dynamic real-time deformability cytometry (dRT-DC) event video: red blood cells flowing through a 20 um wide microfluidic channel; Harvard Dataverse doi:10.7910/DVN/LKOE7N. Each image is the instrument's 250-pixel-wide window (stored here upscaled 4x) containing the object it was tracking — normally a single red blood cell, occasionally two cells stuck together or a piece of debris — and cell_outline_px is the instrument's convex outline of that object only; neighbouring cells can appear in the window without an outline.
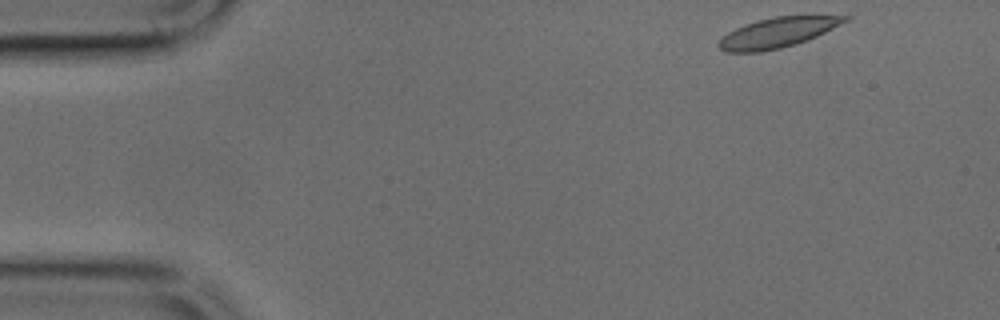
{"species": "common noctule bat (a hibernating species)", "species_latin": "Nyctalus noctula", "temperature_condition": "cold", "stored_images_in_passage": 45, "camera_frame_rate_fps": 3000, "um_per_image_px": 0.085, "animal": {"sex": "male", "body_mass_g": 17.9, "forearm_length_mm": 54.2}, "frame": {"image": 1, "passage_image": 1, "time_ms": 0.0, "image_size_px": [1000, 320], "cell_outline_px": [[852, 20], [816, 36], [796, 44], [780, 48], [760, 52], [724, 52], [716, 44], [728, 32], [744, 24], [756, 20], [776, 16], [852, 16]], "centroid_in_image_um": [66.11, 2.77], "position_along_channel_um": 18.9, "area_um2": 22.08}}
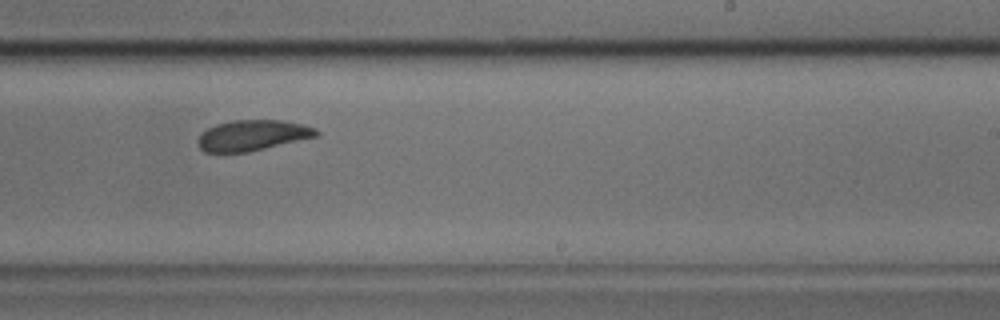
{"frame": {"image": 2, "passage_image": 26, "time_ms": 8.333, "image_size_px": [1000, 320], "cell_outline_px": [[320, 136], [248, 152], [204, 152], [196, 144], [196, 140], [208, 128], [216, 124], [232, 120], [280, 120], [300, 124], [316, 128], [320, 132]], "centroid_in_image_um": [21.47, 11.51], "position_along_channel_um": 267.5, "area_um2": 21.21}}
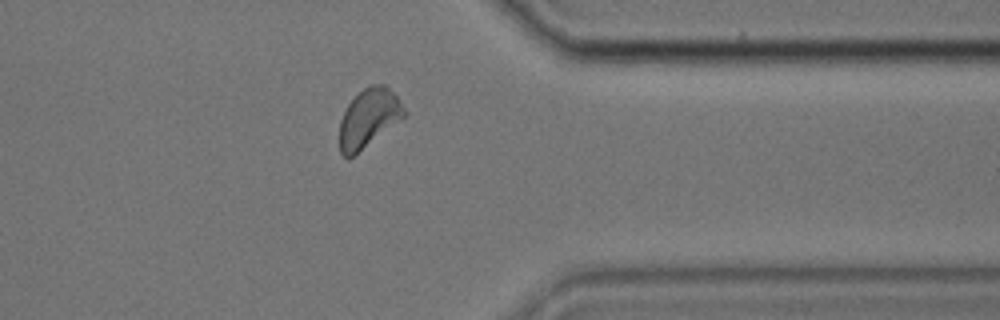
{"frame": {"image": 3, "passage_image": 35, "time_ms": 11.333, "image_size_px": [1000, 320], "cell_outline_px": [[408, 112], [404, 116], [352, 156], [344, 156], [340, 152], [340, 120], [348, 104], [368, 84], [384, 84], [396, 96]], "centroid_in_image_um": [31.33, 9.99], "position_along_channel_um": 380.1, "area_um2": 21.27}}